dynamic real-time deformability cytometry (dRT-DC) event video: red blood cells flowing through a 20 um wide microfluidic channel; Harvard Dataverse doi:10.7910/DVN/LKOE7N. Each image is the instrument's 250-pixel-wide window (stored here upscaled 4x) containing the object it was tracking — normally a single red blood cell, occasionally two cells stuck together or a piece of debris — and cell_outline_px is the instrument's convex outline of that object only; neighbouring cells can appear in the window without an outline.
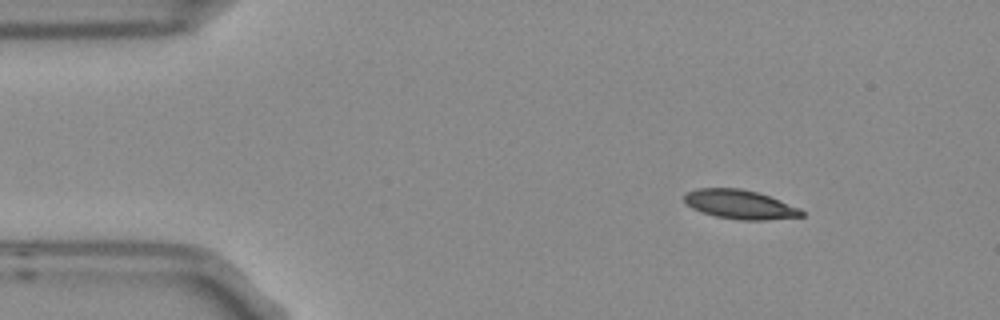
{"species": "Egyptian fruit bat (a non-hibernating species)", "species_latin": "Rousettus aegyptiacus", "temperature_condition": "room temperature", "stored_images_in_passage": 3, "camera_frame_rate_fps": 3000, "um_per_image_px": 0.085, "frame": {"image": 1, "passage_image": 1, "time_ms": 0.0, "image_size_px": [1000, 320], "cell_outline_px": [[804, 216], [764, 220], [740, 220], [716, 216], [692, 208], [684, 200], [684, 196], [688, 192], [696, 188], [740, 188], [756, 192], [780, 200], [800, 208], [804, 212]], "centroid_in_image_um": [62.91, 17.37], "position_along_channel_um": 22.1, "area_um2": 19.65}}